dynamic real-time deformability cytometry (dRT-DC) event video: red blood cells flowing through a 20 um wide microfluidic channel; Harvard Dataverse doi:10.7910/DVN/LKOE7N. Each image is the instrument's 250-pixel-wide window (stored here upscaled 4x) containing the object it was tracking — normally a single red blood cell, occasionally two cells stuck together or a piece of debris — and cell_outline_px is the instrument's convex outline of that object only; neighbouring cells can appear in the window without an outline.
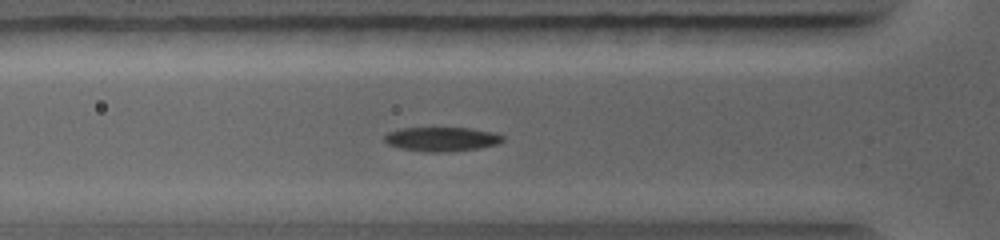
{"species": "common noctule bat (a hibernating species)", "species_latin": "Nyctalus noctula", "temperature_condition": "warm", "stored_images_in_passage": 30, "camera_frame_rate_fps": 5000, "um_per_image_px": 0.085, "animal": {"sex": "female", "body_mass_g": 19.0, "forearm_length_mm": 56.7}, "frame": {"image": 1, "passage_image": 9, "time_ms": 2.8, "image_size_px": [1000, 240], "cell_outline_px": [[504, 140], [496, 144], [476, 148], [440, 152], [428, 152], [400, 148], [388, 144], [384, 140], [384, 136], [388, 132], [404, 128], [468, 128], [492, 132], [504, 136]], "centroid_in_image_um": [37.51, 11.82], "position_along_channel_um": 88.3, "area_um2": 16.36}}
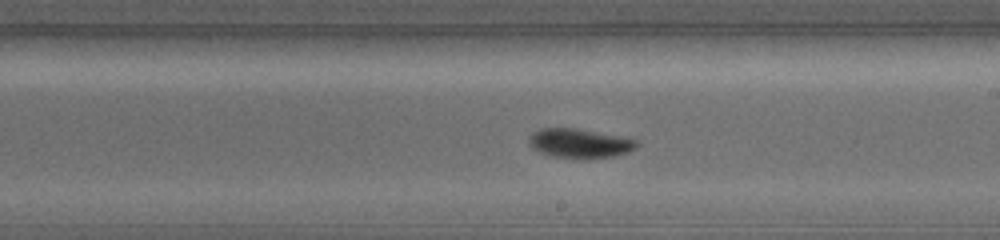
{"frame": {"image": 2, "passage_image": 18, "time_ms": 5.8, "image_size_px": [1000, 240], "cell_outline_px": [[640, 144], [636, 148], [628, 152], [612, 156], [552, 156], [540, 152], [532, 148], [528, 140], [532, 132], [540, 128], [576, 128], [620, 136], [636, 140]], "centroid_in_image_um": [49.25, 12.13], "position_along_channel_um": 239.7, "area_um2": 17.74}}
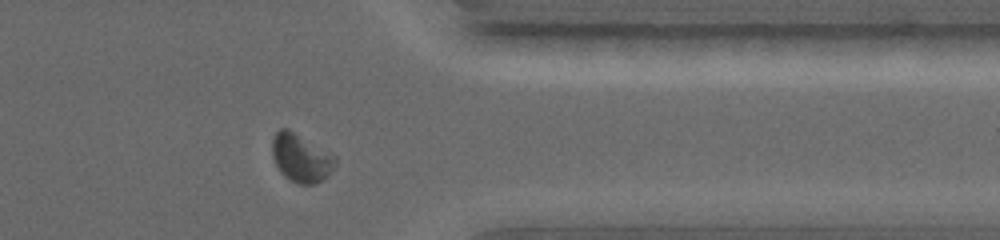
{"frame": {"image": 3, "passage_image": 27, "time_ms": 8.8, "image_size_px": [1000, 240], "cell_outline_px": [[336, 164], [324, 180], [316, 184], [300, 184], [284, 176], [280, 172], [272, 156], [272, 140], [276, 132], [280, 128], [288, 128], [336, 156]], "centroid_in_image_um": [25.58, 13.42], "position_along_channel_um": 385.8, "area_um2": 17.69}}